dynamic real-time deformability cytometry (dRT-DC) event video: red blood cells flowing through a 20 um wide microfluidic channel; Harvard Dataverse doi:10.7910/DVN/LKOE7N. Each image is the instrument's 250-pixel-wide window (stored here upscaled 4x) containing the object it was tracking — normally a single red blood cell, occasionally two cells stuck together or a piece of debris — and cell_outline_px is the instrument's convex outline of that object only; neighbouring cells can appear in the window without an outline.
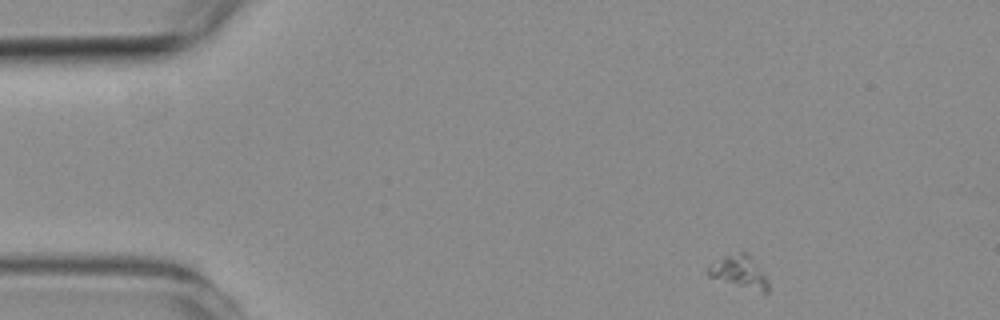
{"species": "common noctule bat (a hibernating species)", "species_latin": "Nyctalus noctula", "temperature_condition": "room temperature", "stored_images_in_passage": 5, "camera_frame_rate_fps": 3000, "um_per_image_px": 0.085, "animal": {"sex": "female", "body_mass_g": 19.3, "forearm_length_mm": 54.1}, "frame": {"image": 1, "passage_image": 1, "time_ms": 0.0, "image_size_px": [1000, 320], "cell_outline_px": [[768, 292], [764, 296], [708, 276], [708, 268], [724, 256], [740, 252], [744, 252], [752, 256], [764, 272], [768, 280]], "centroid_in_image_um": [62.95, 23.18], "position_along_channel_um": 22.0, "area_um2": 11.73}}
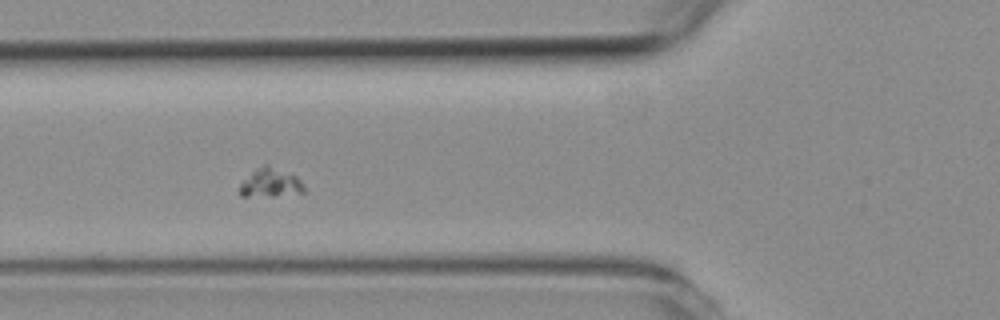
{"frame": {"image": 2, "passage_image": 4, "time_ms": 4.333, "image_size_px": [1000, 320], "cell_outline_px": [[304, 192], [272, 196], [240, 196], [240, 184], [256, 168], [264, 164], [268, 164], [296, 176], [304, 184]], "centroid_in_image_um": [22.99, 15.53], "position_along_channel_um": 102.8, "area_um2": 10.69}}
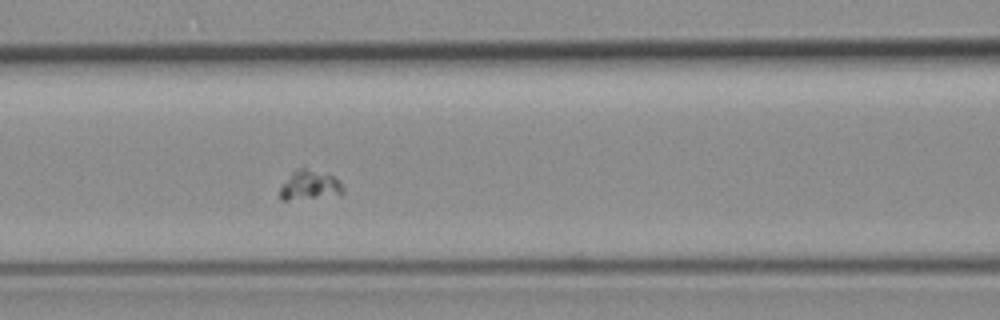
{"frame": {"image": 3, "passage_image": 5, "time_ms": 5.333, "image_size_px": [1000, 320], "cell_outline_px": [[344, 192], [288, 200], [280, 200], [280, 184], [292, 172], [300, 168], [304, 168], [332, 176], [340, 180], [344, 188]], "centroid_in_image_um": [26.25, 15.72], "position_along_channel_um": 140.3, "area_um2": 10.35}}